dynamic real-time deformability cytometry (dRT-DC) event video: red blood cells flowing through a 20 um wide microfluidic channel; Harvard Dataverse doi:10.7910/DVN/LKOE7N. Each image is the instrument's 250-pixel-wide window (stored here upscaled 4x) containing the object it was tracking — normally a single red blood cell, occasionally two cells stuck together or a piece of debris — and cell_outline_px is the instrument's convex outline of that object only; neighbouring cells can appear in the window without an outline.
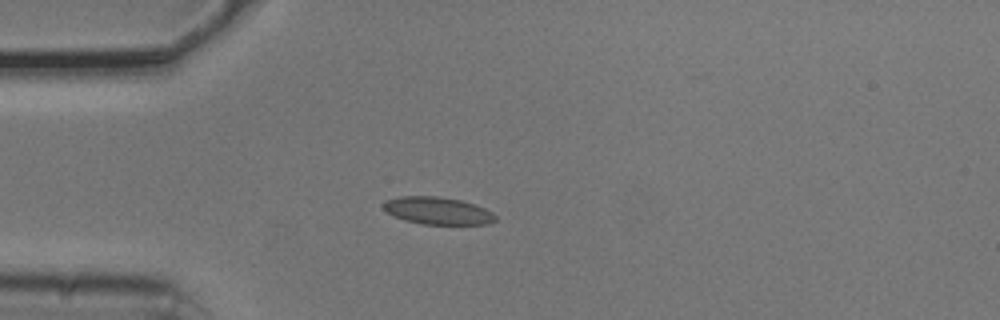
{"species": "common noctule bat (a hibernating species)", "species_latin": "Nyctalus noctula", "temperature_condition": "cold", "stored_images_in_passage": 11, "camera_frame_rate_fps": 3000, "um_per_image_px": 0.085, "animal": {"sex": "male", "body_mass_g": 20.5, "forearm_length_mm": 52.5}, "frame": {"image": 1, "passage_image": 4, "time_ms": 1.0, "image_size_px": [1000, 320], "cell_outline_px": [[496, 220], [488, 224], [420, 224], [404, 220], [388, 212], [384, 208], [384, 204], [388, 200], [400, 196], [436, 196], [460, 200], [484, 208], [492, 212], [496, 216]], "centroid_in_image_um": [37.23, 17.92], "position_along_channel_um": 47.8, "area_um2": 17.57}}
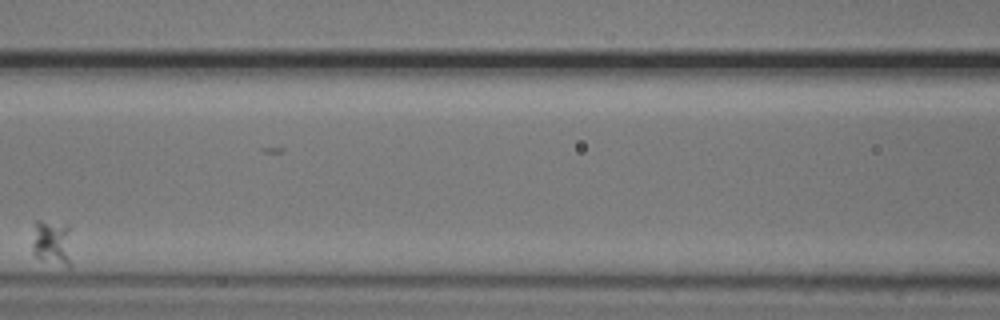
{"frame": {"image": 2, "passage_image": 7, "time_ms": 2.0, "image_size_px": [1000, 320], "cell_outline_px": [[72, 268], [68, 268], [36, 256], [32, 252], [32, 244], [36, 220], [40, 220], [68, 224], [72, 264]], "centroid_in_image_um": [4.46, 20.63], "position_along_channel_um": 162.1, "area_um2": 10.64}}